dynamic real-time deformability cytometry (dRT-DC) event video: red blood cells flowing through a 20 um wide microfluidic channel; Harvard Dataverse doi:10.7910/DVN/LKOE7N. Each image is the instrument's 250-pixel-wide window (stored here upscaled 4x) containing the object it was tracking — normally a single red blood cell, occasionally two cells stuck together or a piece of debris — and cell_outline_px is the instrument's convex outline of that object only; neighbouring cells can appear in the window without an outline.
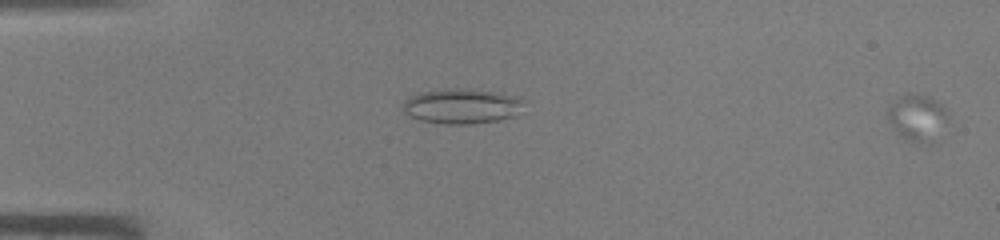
{"species": "common noctule bat (a hibernating species)", "species_latin": "Nyctalus noctula", "temperature_condition": "warm", "stored_images_in_passage": 22, "camera_frame_rate_fps": 3000, "um_per_image_px": 0.085, "animal": {"sex": "male", "body_mass_g": 19.0, "forearm_length_mm": 50.8}, "frame": {"image": 1, "passage_image": 1, "time_ms": 0.0, "image_size_px": [1000, 240], "cell_outline_px": [[948, 116], [920, 140], [912, 140], [904, 136], [888, 120], [888, 108], [896, 100], [904, 96], [928, 96], [936, 100], [948, 112]], "centroid_in_image_um": [77.87, 9.84], "position_along_channel_um": 7.1, "area_um2": 13.58}}
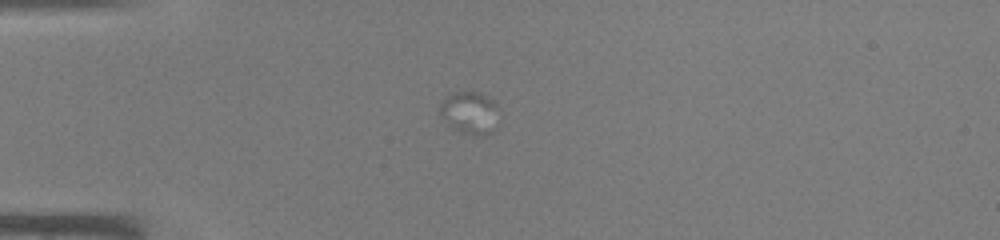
{"frame": {"image": 2, "passage_image": 13, "time_ms": 4.0, "image_size_px": [1000, 240], "cell_outline_px": [[500, 112], [488, 132], [484, 136], [472, 136], [460, 132], [452, 128], [440, 112], [440, 104], [448, 96], [456, 92], [480, 92], [488, 96], [496, 104]], "centroid_in_image_um": [39.94, 9.58], "position_along_channel_um": 45.1, "area_um2": 14.28}}
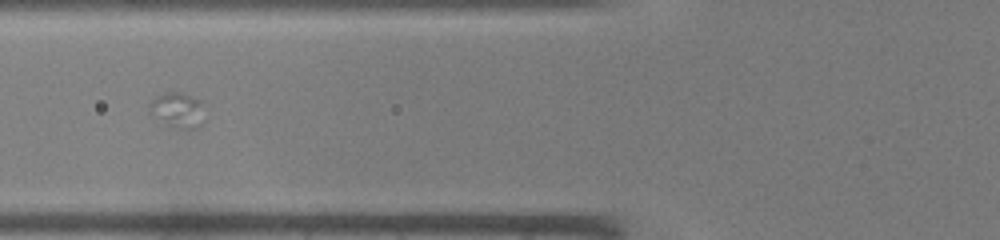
{"frame": {"image": 3, "passage_image": 19, "time_ms": 6.0, "image_size_px": [1000, 240], "cell_outline_px": [[204, 124], [200, 128], [176, 128], [168, 124], [148, 112], [148, 104], [156, 96], [164, 92], [180, 92], [200, 100], [204, 120]], "centroid_in_image_um": [15.09, 9.35], "position_along_channel_um": 110.7, "area_um2": 11.27}}